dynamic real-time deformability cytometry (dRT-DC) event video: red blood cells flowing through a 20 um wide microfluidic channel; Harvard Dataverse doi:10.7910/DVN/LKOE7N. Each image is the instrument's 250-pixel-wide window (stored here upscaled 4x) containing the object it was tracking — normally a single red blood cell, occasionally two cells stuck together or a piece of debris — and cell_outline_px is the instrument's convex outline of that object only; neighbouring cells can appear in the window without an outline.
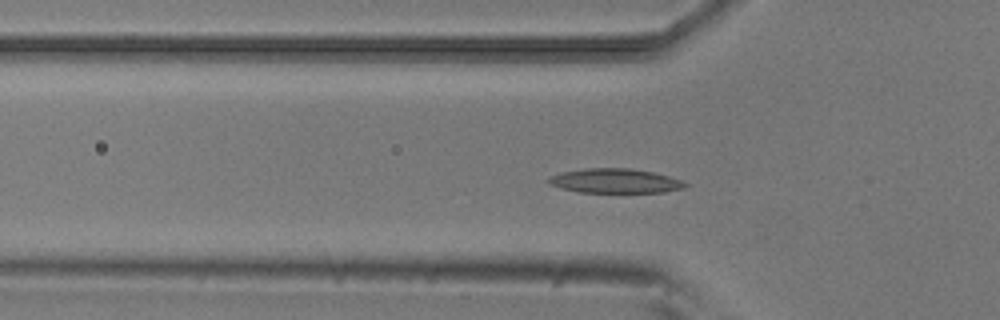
{"species": "common noctule bat (a hibernating species)", "species_latin": "Nyctalus noctula", "temperature_condition": "room temperature", "stored_images_in_passage": 51, "camera_frame_rate_fps": 3000, "um_per_image_px": 0.085, "animal": {"sex": "male", "body_mass_g": 20.5, "forearm_length_mm": 52.5}, "frame": {"image": 1, "passage_image": 16, "time_ms": 5.0, "image_size_px": [1000, 320], "cell_outline_px": [[688, 184], [684, 188], [664, 192], [580, 192], [560, 188], [548, 184], [544, 180], [548, 176], [564, 172], [584, 168], [632, 168], [652, 172], [668, 176], [680, 180]], "centroid_in_image_um": [52.22, 15.37], "position_along_channel_um": 73.6, "area_um2": 19.48}}
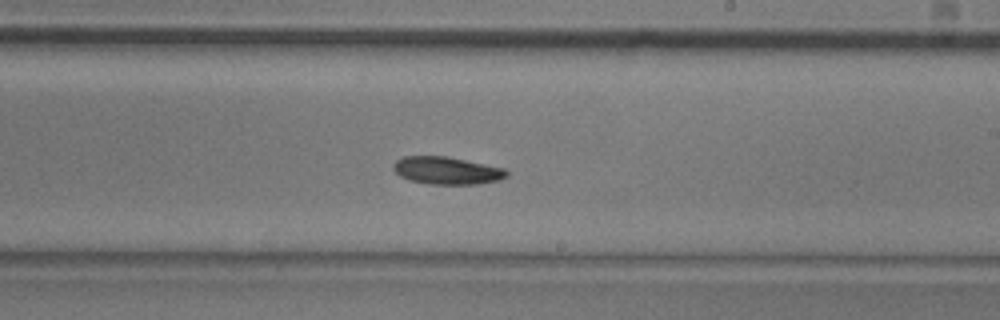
{"frame": {"image": 2, "passage_image": 30, "time_ms": 9.667, "image_size_px": [1000, 320], "cell_outline_px": [[508, 176], [500, 180], [476, 184], [428, 184], [408, 180], [400, 176], [392, 168], [392, 164], [396, 160], [404, 156], [448, 156], [504, 168], [508, 172]], "centroid_in_image_um": [37.96, 14.49], "position_along_channel_um": 251.0, "area_um2": 18.32}}
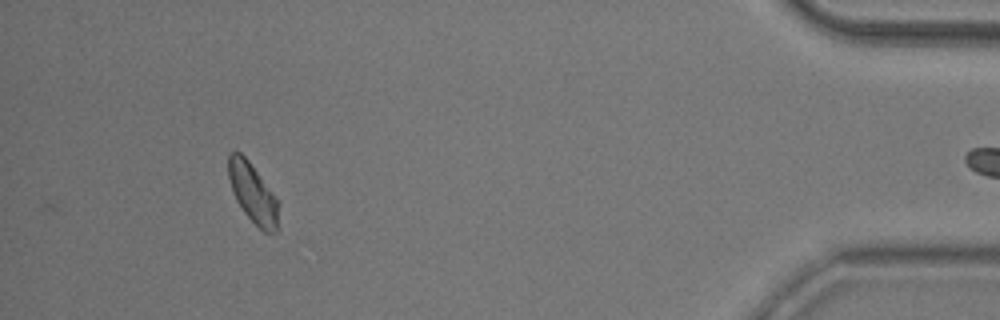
{"frame": {"image": 3, "passage_image": 48, "time_ms": 15.667, "image_size_px": [1000, 320], "cell_outline_px": [[276, 232], [264, 232], [244, 212], [236, 200], [228, 176], [228, 152], [240, 152], [248, 160], [268, 188], [276, 200]], "centroid_in_image_um": [21.41, 16.37], "position_along_channel_um": 413.8, "area_um2": 16.42}, "authors_computed_cell_mechanics": {"area_um2": 18.3226, "velocity_mm_per_s": 3.7934, "shape_relaxation_time_tau1_ms": 3.2844, "shape_relaxation_time_tau2_ms": null, "deformation_change_tau1": 0.1032, "deformation_change_tau2": null}}